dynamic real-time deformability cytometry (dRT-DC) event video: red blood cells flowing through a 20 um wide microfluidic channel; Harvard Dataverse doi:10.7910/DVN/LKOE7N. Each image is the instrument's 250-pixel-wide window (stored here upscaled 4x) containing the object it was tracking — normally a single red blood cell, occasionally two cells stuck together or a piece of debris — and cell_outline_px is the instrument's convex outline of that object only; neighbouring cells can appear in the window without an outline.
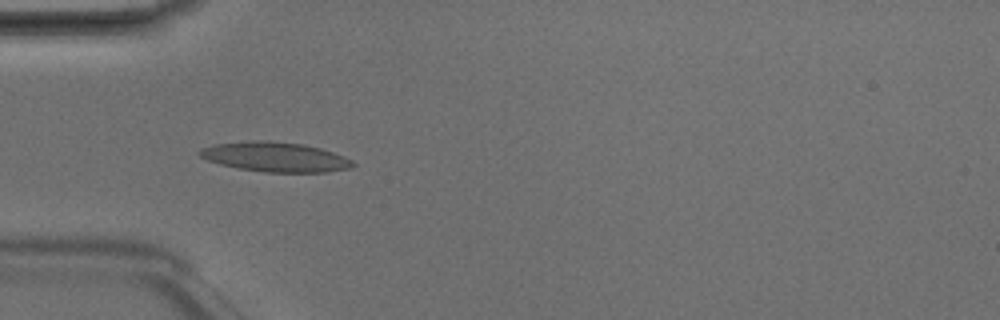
{"species": "Egyptian fruit bat (a non-hibernating species)", "species_latin": "Rousettus aegyptiacus", "temperature_condition": "room temperature", "stored_images_in_passage": 4, "camera_frame_rate_fps": 3000, "um_per_image_px": 0.085, "animal": {"sex": "male"}, "frame": {"image": 1, "passage_image": 4, "time_ms": 1.0, "image_size_px": [1000, 320], "cell_outline_px": [[356, 164], [348, 168], [328, 172], [264, 172], [240, 168], [220, 164], [208, 160], [200, 156], [196, 152], [200, 148], [216, 144], [252, 140], [268, 140], [304, 144], [320, 148], [344, 156], [352, 160]], "centroid_in_image_um": [23.38, 13.33], "position_along_channel_um": 61.6, "area_um2": 26.47}}